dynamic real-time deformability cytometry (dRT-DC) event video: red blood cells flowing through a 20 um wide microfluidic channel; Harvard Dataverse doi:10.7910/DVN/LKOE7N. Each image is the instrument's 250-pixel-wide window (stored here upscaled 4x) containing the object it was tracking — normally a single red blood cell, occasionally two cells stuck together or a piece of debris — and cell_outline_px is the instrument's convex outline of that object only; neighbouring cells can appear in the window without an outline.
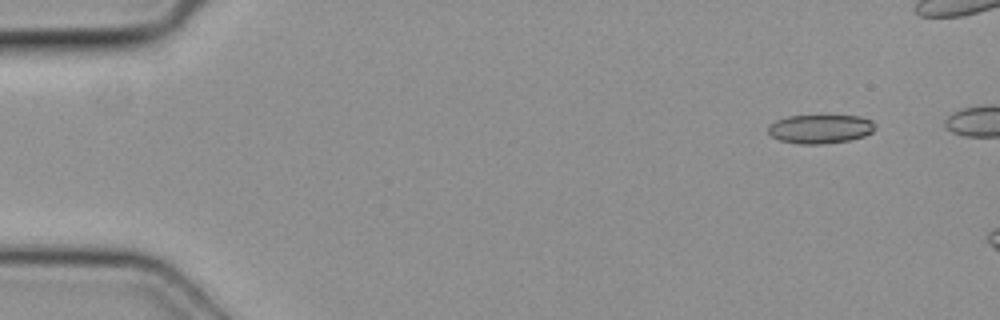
{"species": "common noctule bat (a hibernating species)", "species_latin": "Nyctalus noctula", "temperature_condition": "cold", "stored_images_in_passage": 2, "camera_frame_rate_fps": 3000, "um_per_image_px": 0.085, "animal": {"sex": "female", "body_mass_g": 19.3, "forearm_length_mm": 54.1}, "frame": {"image": 1, "passage_image": 1, "time_ms": 0.0, "image_size_px": [1000, 320], "cell_outline_px": [[876, 128], [872, 132], [864, 136], [848, 140], [824, 144], [800, 144], [780, 140], [772, 136], [768, 132], [768, 124], [776, 120], [788, 116], [860, 116], [872, 120], [876, 124]], "centroid_in_image_um": [69.73, 10.96], "position_along_channel_um": 15.3, "area_um2": 18.03}}